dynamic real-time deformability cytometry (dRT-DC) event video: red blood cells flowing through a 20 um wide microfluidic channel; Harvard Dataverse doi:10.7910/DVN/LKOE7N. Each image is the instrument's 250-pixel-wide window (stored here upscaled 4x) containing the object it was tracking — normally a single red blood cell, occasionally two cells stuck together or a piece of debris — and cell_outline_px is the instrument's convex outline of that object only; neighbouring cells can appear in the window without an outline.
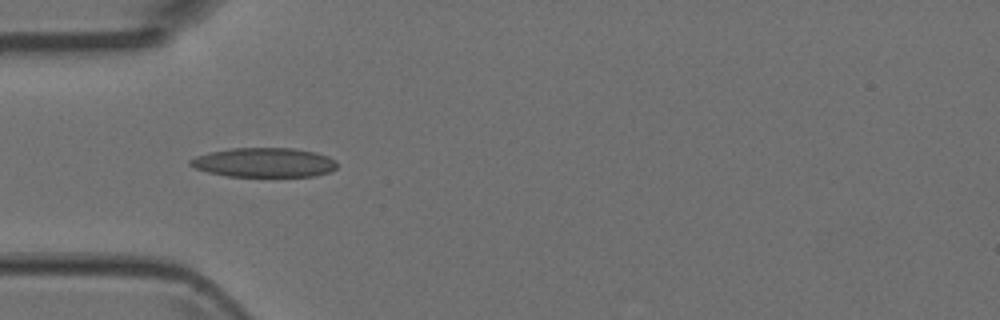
{"species": "Egyptian fruit bat (a non-hibernating species)", "species_latin": "Rousettus aegyptiacus", "temperature_condition": "room temperature", "stored_images_in_passage": 7, "camera_frame_rate_fps": 3000, "um_per_image_px": 0.085, "animal": {"sex": "female"}, "frame": {"image": 1, "passage_image": 4, "time_ms": 1.0, "image_size_px": [1000, 320], "cell_outline_px": [[336, 168], [328, 172], [312, 176], [228, 176], [208, 172], [196, 168], [188, 164], [188, 160], [196, 156], [208, 152], [232, 148], [292, 148], [316, 152], [328, 156], [336, 160]], "centroid_in_image_um": [22.43, 13.8], "position_along_channel_um": 62.6, "area_um2": 25.09}}
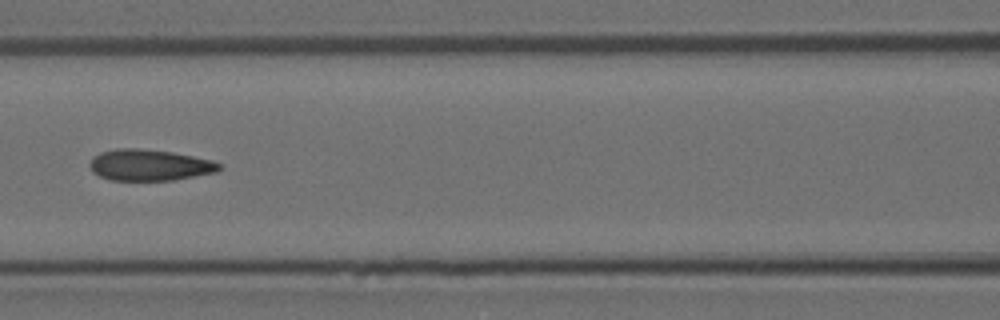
{"frame": {"image": 2, "passage_image": 6, "time_ms": 1.667, "image_size_px": [1000, 320], "cell_outline_px": [[220, 168], [216, 172], [172, 180], [108, 180], [92, 172], [88, 164], [92, 156], [100, 152], [116, 148], [136, 148], [172, 152], [212, 160], [220, 164]], "centroid_in_image_um": [12.64, 14.02], "position_along_channel_um": 154.0, "area_um2": 23.58}}
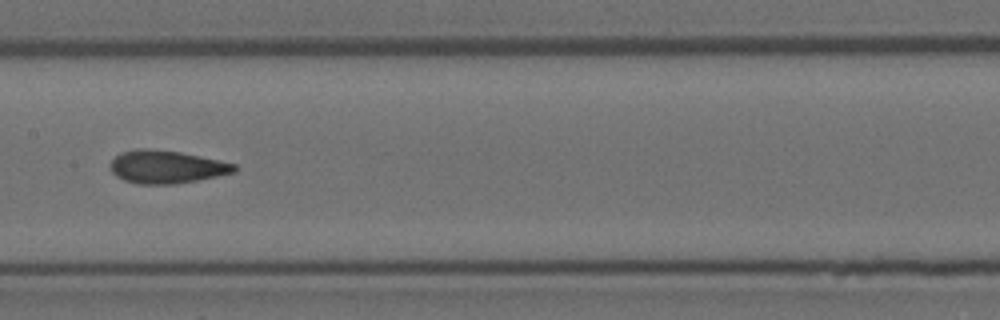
{"frame": {"image": 3, "passage_image": 7, "time_ms": 2.0, "image_size_px": [1000, 320], "cell_outline_px": [[236, 172], [176, 184], [136, 184], [124, 180], [116, 176], [112, 172], [108, 164], [120, 152], [136, 148], [148, 148], [180, 152], [236, 164]], "centroid_in_image_um": [14.09, 14.18], "position_along_channel_um": 193.3, "area_um2": 23.81}}